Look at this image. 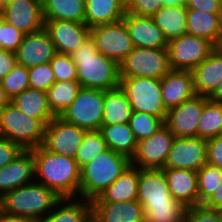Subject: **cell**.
Wrapping results in <instances>:
<instances>
[{"mask_svg":"<svg viewBox=\"0 0 222 222\" xmlns=\"http://www.w3.org/2000/svg\"><path fill=\"white\" fill-rule=\"evenodd\" d=\"M213 50L218 54H222V27L215 42L213 43Z\"/></svg>","mask_w":222,"mask_h":222,"instance_id":"cell-54","label":"cell"},{"mask_svg":"<svg viewBox=\"0 0 222 222\" xmlns=\"http://www.w3.org/2000/svg\"><path fill=\"white\" fill-rule=\"evenodd\" d=\"M2 1H3L4 4H7V3H9V2H11L13 0H2Z\"/></svg>","mask_w":222,"mask_h":222,"instance_id":"cell-59","label":"cell"},{"mask_svg":"<svg viewBox=\"0 0 222 222\" xmlns=\"http://www.w3.org/2000/svg\"><path fill=\"white\" fill-rule=\"evenodd\" d=\"M162 7L161 0H133L126 12L138 16L152 17Z\"/></svg>","mask_w":222,"mask_h":222,"instance_id":"cell-45","label":"cell"},{"mask_svg":"<svg viewBox=\"0 0 222 222\" xmlns=\"http://www.w3.org/2000/svg\"><path fill=\"white\" fill-rule=\"evenodd\" d=\"M163 6H179L185 5L186 0H161Z\"/></svg>","mask_w":222,"mask_h":222,"instance_id":"cell-55","label":"cell"},{"mask_svg":"<svg viewBox=\"0 0 222 222\" xmlns=\"http://www.w3.org/2000/svg\"><path fill=\"white\" fill-rule=\"evenodd\" d=\"M11 103L31 118L39 119L45 126L55 117L50 110L45 91L28 88L11 99Z\"/></svg>","mask_w":222,"mask_h":222,"instance_id":"cell-25","label":"cell"},{"mask_svg":"<svg viewBox=\"0 0 222 222\" xmlns=\"http://www.w3.org/2000/svg\"><path fill=\"white\" fill-rule=\"evenodd\" d=\"M34 178L33 153L31 150H24L15 160L0 168V199L16 188L33 183Z\"/></svg>","mask_w":222,"mask_h":222,"instance_id":"cell-19","label":"cell"},{"mask_svg":"<svg viewBox=\"0 0 222 222\" xmlns=\"http://www.w3.org/2000/svg\"><path fill=\"white\" fill-rule=\"evenodd\" d=\"M161 95L167 110L195 97L191 71L170 70L160 79Z\"/></svg>","mask_w":222,"mask_h":222,"instance_id":"cell-22","label":"cell"},{"mask_svg":"<svg viewBox=\"0 0 222 222\" xmlns=\"http://www.w3.org/2000/svg\"><path fill=\"white\" fill-rule=\"evenodd\" d=\"M4 3L2 0H0V10L3 12V9H4Z\"/></svg>","mask_w":222,"mask_h":222,"instance_id":"cell-58","label":"cell"},{"mask_svg":"<svg viewBox=\"0 0 222 222\" xmlns=\"http://www.w3.org/2000/svg\"><path fill=\"white\" fill-rule=\"evenodd\" d=\"M48 32L57 53L72 55L91 37V29L83 23L65 20H45Z\"/></svg>","mask_w":222,"mask_h":222,"instance_id":"cell-15","label":"cell"},{"mask_svg":"<svg viewBox=\"0 0 222 222\" xmlns=\"http://www.w3.org/2000/svg\"><path fill=\"white\" fill-rule=\"evenodd\" d=\"M139 168L130 164L126 170L92 201L126 202L137 200Z\"/></svg>","mask_w":222,"mask_h":222,"instance_id":"cell-26","label":"cell"},{"mask_svg":"<svg viewBox=\"0 0 222 222\" xmlns=\"http://www.w3.org/2000/svg\"><path fill=\"white\" fill-rule=\"evenodd\" d=\"M92 222H145L144 209L137 200L91 201Z\"/></svg>","mask_w":222,"mask_h":222,"instance_id":"cell-20","label":"cell"},{"mask_svg":"<svg viewBox=\"0 0 222 222\" xmlns=\"http://www.w3.org/2000/svg\"><path fill=\"white\" fill-rule=\"evenodd\" d=\"M61 199L55 191L34 181L6 193L0 199V213L40 221Z\"/></svg>","mask_w":222,"mask_h":222,"instance_id":"cell-3","label":"cell"},{"mask_svg":"<svg viewBox=\"0 0 222 222\" xmlns=\"http://www.w3.org/2000/svg\"><path fill=\"white\" fill-rule=\"evenodd\" d=\"M39 222H92L91 201L62 198Z\"/></svg>","mask_w":222,"mask_h":222,"instance_id":"cell-27","label":"cell"},{"mask_svg":"<svg viewBox=\"0 0 222 222\" xmlns=\"http://www.w3.org/2000/svg\"><path fill=\"white\" fill-rule=\"evenodd\" d=\"M185 6L210 14H222V5L215 0H186Z\"/></svg>","mask_w":222,"mask_h":222,"instance_id":"cell-48","label":"cell"},{"mask_svg":"<svg viewBox=\"0 0 222 222\" xmlns=\"http://www.w3.org/2000/svg\"><path fill=\"white\" fill-rule=\"evenodd\" d=\"M81 84L78 81H55L46 91L48 104L54 116H61L76 98Z\"/></svg>","mask_w":222,"mask_h":222,"instance_id":"cell-34","label":"cell"},{"mask_svg":"<svg viewBox=\"0 0 222 222\" xmlns=\"http://www.w3.org/2000/svg\"><path fill=\"white\" fill-rule=\"evenodd\" d=\"M2 18L24 34L38 32L45 25L42 0H13L4 5Z\"/></svg>","mask_w":222,"mask_h":222,"instance_id":"cell-16","label":"cell"},{"mask_svg":"<svg viewBox=\"0 0 222 222\" xmlns=\"http://www.w3.org/2000/svg\"><path fill=\"white\" fill-rule=\"evenodd\" d=\"M207 163L222 170V136L207 139Z\"/></svg>","mask_w":222,"mask_h":222,"instance_id":"cell-47","label":"cell"},{"mask_svg":"<svg viewBox=\"0 0 222 222\" xmlns=\"http://www.w3.org/2000/svg\"><path fill=\"white\" fill-rule=\"evenodd\" d=\"M142 207L145 222H181L185 219L186 208L182 204Z\"/></svg>","mask_w":222,"mask_h":222,"instance_id":"cell-39","label":"cell"},{"mask_svg":"<svg viewBox=\"0 0 222 222\" xmlns=\"http://www.w3.org/2000/svg\"><path fill=\"white\" fill-rule=\"evenodd\" d=\"M186 222H222V210L211 209L204 205L186 208Z\"/></svg>","mask_w":222,"mask_h":222,"instance_id":"cell-43","label":"cell"},{"mask_svg":"<svg viewBox=\"0 0 222 222\" xmlns=\"http://www.w3.org/2000/svg\"><path fill=\"white\" fill-rule=\"evenodd\" d=\"M167 48L171 70L192 71L209 57L213 43L186 33L170 40Z\"/></svg>","mask_w":222,"mask_h":222,"instance_id":"cell-9","label":"cell"},{"mask_svg":"<svg viewBox=\"0 0 222 222\" xmlns=\"http://www.w3.org/2000/svg\"><path fill=\"white\" fill-rule=\"evenodd\" d=\"M137 201L141 206L180 204L170 194L163 169H139Z\"/></svg>","mask_w":222,"mask_h":222,"instance_id":"cell-17","label":"cell"},{"mask_svg":"<svg viewBox=\"0 0 222 222\" xmlns=\"http://www.w3.org/2000/svg\"><path fill=\"white\" fill-rule=\"evenodd\" d=\"M119 67L120 77L162 79L171 70L168 48L134 47Z\"/></svg>","mask_w":222,"mask_h":222,"instance_id":"cell-7","label":"cell"},{"mask_svg":"<svg viewBox=\"0 0 222 222\" xmlns=\"http://www.w3.org/2000/svg\"><path fill=\"white\" fill-rule=\"evenodd\" d=\"M15 53L17 64L29 69L49 63L57 53V50L48 32L43 28L38 32L25 34Z\"/></svg>","mask_w":222,"mask_h":222,"instance_id":"cell-18","label":"cell"},{"mask_svg":"<svg viewBox=\"0 0 222 222\" xmlns=\"http://www.w3.org/2000/svg\"><path fill=\"white\" fill-rule=\"evenodd\" d=\"M99 130L109 149L125 155L130 160L135 156L138 141L129 123L102 125Z\"/></svg>","mask_w":222,"mask_h":222,"instance_id":"cell-29","label":"cell"},{"mask_svg":"<svg viewBox=\"0 0 222 222\" xmlns=\"http://www.w3.org/2000/svg\"><path fill=\"white\" fill-rule=\"evenodd\" d=\"M134 47L167 48L168 42L155 24L152 17L125 13L123 17Z\"/></svg>","mask_w":222,"mask_h":222,"instance_id":"cell-21","label":"cell"},{"mask_svg":"<svg viewBox=\"0 0 222 222\" xmlns=\"http://www.w3.org/2000/svg\"><path fill=\"white\" fill-rule=\"evenodd\" d=\"M0 49H2V18L0 19Z\"/></svg>","mask_w":222,"mask_h":222,"instance_id":"cell-57","label":"cell"},{"mask_svg":"<svg viewBox=\"0 0 222 222\" xmlns=\"http://www.w3.org/2000/svg\"><path fill=\"white\" fill-rule=\"evenodd\" d=\"M91 38L99 53L116 61L119 65L134 49L123 19L91 28Z\"/></svg>","mask_w":222,"mask_h":222,"instance_id":"cell-10","label":"cell"},{"mask_svg":"<svg viewBox=\"0 0 222 222\" xmlns=\"http://www.w3.org/2000/svg\"><path fill=\"white\" fill-rule=\"evenodd\" d=\"M222 27V14L187 8L186 33L214 43Z\"/></svg>","mask_w":222,"mask_h":222,"instance_id":"cell-31","label":"cell"},{"mask_svg":"<svg viewBox=\"0 0 222 222\" xmlns=\"http://www.w3.org/2000/svg\"><path fill=\"white\" fill-rule=\"evenodd\" d=\"M222 179V170L205 164L197 171L199 205H204L214 194Z\"/></svg>","mask_w":222,"mask_h":222,"instance_id":"cell-37","label":"cell"},{"mask_svg":"<svg viewBox=\"0 0 222 222\" xmlns=\"http://www.w3.org/2000/svg\"><path fill=\"white\" fill-rule=\"evenodd\" d=\"M132 109L125 92L119 87L104 91L102 125L128 123Z\"/></svg>","mask_w":222,"mask_h":222,"instance_id":"cell-32","label":"cell"},{"mask_svg":"<svg viewBox=\"0 0 222 222\" xmlns=\"http://www.w3.org/2000/svg\"><path fill=\"white\" fill-rule=\"evenodd\" d=\"M175 135L164 125L152 136L138 142L131 164L139 169H163Z\"/></svg>","mask_w":222,"mask_h":222,"instance_id":"cell-12","label":"cell"},{"mask_svg":"<svg viewBox=\"0 0 222 222\" xmlns=\"http://www.w3.org/2000/svg\"><path fill=\"white\" fill-rule=\"evenodd\" d=\"M35 160V175L62 198L79 196L81 168L73 158L44 149L41 145L31 149Z\"/></svg>","mask_w":222,"mask_h":222,"instance_id":"cell-1","label":"cell"},{"mask_svg":"<svg viewBox=\"0 0 222 222\" xmlns=\"http://www.w3.org/2000/svg\"><path fill=\"white\" fill-rule=\"evenodd\" d=\"M205 207L211 209H221L222 210V179L215 190L212 197L204 204Z\"/></svg>","mask_w":222,"mask_h":222,"instance_id":"cell-50","label":"cell"},{"mask_svg":"<svg viewBox=\"0 0 222 222\" xmlns=\"http://www.w3.org/2000/svg\"><path fill=\"white\" fill-rule=\"evenodd\" d=\"M24 33L2 18V49L16 52L23 41Z\"/></svg>","mask_w":222,"mask_h":222,"instance_id":"cell-44","label":"cell"},{"mask_svg":"<svg viewBox=\"0 0 222 222\" xmlns=\"http://www.w3.org/2000/svg\"><path fill=\"white\" fill-rule=\"evenodd\" d=\"M152 18L158 29L163 32L167 42L186 34L187 7L185 5L163 6Z\"/></svg>","mask_w":222,"mask_h":222,"instance_id":"cell-30","label":"cell"},{"mask_svg":"<svg viewBox=\"0 0 222 222\" xmlns=\"http://www.w3.org/2000/svg\"><path fill=\"white\" fill-rule=\"evenodd\" d=\"M207 164V139L175 137L164 168L198 171Z\"/></svg>","mask_w":222,"mask_h":222,"instance_id":"cell-13","label":"cell"},{"mask_svg":"<svg viewBox=\"0 0 222 222\" xmlns=\"http://www.w3.org/2000/svg\"><path fill=\"white\" fill-rule=\"evenodd\" d=\"M208 99L213 102L222 103V80L219 82L215 90L208 96Z\"/></svg>","mask_w":222,"mask_h":222,"instance_id":"cell-51","label":"cell"},{"mask_svg":"<svg viewBox=\"0 0 222 222\" xmlns=\"http://www.w3.org/2000/svg\"><path fill=\"white\" fill-rule=\"evenodd\" d=\"M83 88L111 90L120 85L119 64L97 51L90 37L72 55Z\"/></svg>","mask_w":222,"mask_h":222,"instance_id":"cell-2","label":"cell"},{"mask_svg":"<svg viewBox=\"0 0 222 222\" xmlns=\"http://www.w3.org/2000/svg\"><path fill=\"white\" fill-rule=\"evenodd\" d=\"M222 127V103L208 100L198 123V137L210 139L220 135Z\"/></svg>","mask_w":222,"mask_h":222,"instance_id":"cell-35","label":"cell"},{"mask_svg":"<svg viewBox=\"0 0 222 222\" xmlns=\"http://www.w3.org/2000/svg\"><path fill=\"white\" fill-rule=\"evenodd\" d=\"M49 63L56 81H78L77 66L71 55L56 53Z\"/></svg>","mask_w":222,"mask_h":222,"instance_id":"cell-41","label":"cell"},{"mask_svg":"<svg viewBox=\"0 0 222 222\" xmlns=\"http://www.w3.org/2000/svg\"><path fill=\"white\" fill-rule=\"evenodd\" d=\"M30 88L47 91L56 81L50 63L28 69Z\"/></svg>","mask_w":222,"mask_h":222,"instance_id":"cell-42","label":"cell"},{"mask_svg":"<svg viewBox=\"0 0 222 222\" xmlns=\"http://www.w3.org/2000/svg\"><path fill=\"white\" fill-rule=\"evenodd\" d=\"M171 196L185 208L199 205L197 172L188 169L163 168Z\"/></svg>","mask_w":222,"mask_h":222,"instance_id":"cell-23","label":"cell"},{"mask_svg":"<svg viewBox=\"0 0 222 222\" xmlns=\"http://www.w3.org/2000/svg\"><path fill=\"white\" fill-rule=\"evenodd\" d=\"M86 130L55 116L46 126L42 147L54 153L75 157Z\"/></svg>","mask_w":222,"mask_h":222,"instance_id":"cell-11","label":"cell"},{"mask_svg":"<svg viewBox=\"0 0 222 222\" xmlns=\"http://www.w3.org/2000/svg\"><path fill=\"white\" fill-rule=\"evenodd\" d=\"M191 72L196 94L208 97L222 80V54L213 50L209 57Z\"/></svg>","mask_w":222,"mask_h":222,"instance_id":"cell-24","label":"cell"},{"mask_svg":"<svg viewBox=\"0 0 222 222\" xmlns=\"http://www.w3.org/2000/svg\"><path fill=\"white\" fill-rule=\"evenodd\" d=\"M45 125L18 110L12 103L0 110V137L31 150L42 145Z\"/></svg>","mask_w":222,"mask_h":222,"instance_id":"cell-5","label":"cell"},{"mask_svg":"<svg viewBox=\"0 0 222 222\" xmlns=\"http://www.w3.org/2000/svg\"><path fill=\"white\" fill-rule=\"evenodd\" d=\"M24 149L7 138L0 137V168L15 160Z\"/></svg>","mask_w":222,"mask_h":222,"instance_id":"cell-46","label":"cell"},{"mask_svg":"<svg viewBox=\"0 0 222 222\" xmlns=\"http://www.w3.org/2000/svg\"><path fill=\"white\" fill-rule=\"evenodd\" d=\"M133 0H119V2L124 6L125 9H127Z\"/></svg>","mask_w":222,"mask_h":222,"instance_id":"cell-56","label":"cell"},{"mask_svg":"<svg viewBox=\"0 0 222 222\" xmlns=\"http://www.w3.org/2000/svg\"><path fill=\"white\" fill-rule=\"evenodd\" d=\"M130 164L128 157L111 149L97 155L81 168L79 198H98Z\"/></svg>","mask_w":222,"mask_h":222,"instance_id":"cell-4","label":"cell"},{"mask_svg":"<svg viewBox=\"0 0 222 222\" xmlns=\"http://www.w3.org/2000/svg\"><path fill=\"white\" fill-rule=\"evenodd\" d=\"M11 103L10 98L8 97V95L6 94V91L4 90V88L2 87V84L0 82V110Z\"/></svg>","mask_w":222,"mask_h":222,"instance_id":"cell-53","label":"cell"},{"mask_svg":"<svg viewBox=\"0 0 222 222\" xmlns=\"http://www.w3.org/2000/svg\"><path fill=\"white\" fill-rule=\"evenodd\" d=\"M108 149L107 143L103 139L100 130L86 131L74 159L77 161L79 167L82 168L97 155L107 151Z\"/></svg>","mask_w":222,"mask_h":222,"instance_id":"cell-36","label":"cell"},{"mask_svg":"<svg viewBox=\"0 0 222 222\" xmlns=\"http://www.w3.org/2000/svg\"><path fill=\"white\" fill-rule=\"evenodd\" d=\"M0 222H39V221L27 218L10 217L0 213Z\"/></svg>","mask_w":222,"mask_h":222,"instance_id":"cell-52","label":"cell"},{"mask_svg":"<svg viewBox=\"0 0 222 222\" xmlns=\"http://www.w3.org/2000/svg\"><path fill=\"white\" fill-rule=\"evenodd\" d=\"M85 24L91 29L123 19L126 9L119 0H85Z\"/></svg>","mask_w":222,"mask_h":222,"instance_id":"cell-28","label":"cell"},{"mask_svg":"<svg viewBox=\"0 0 222 222\" xmlns=\"http://www.w3.org/2000/svg\"><path fill=\"white\" fill-rule=\"evenodd\" d=\"M128 123L138 142L152 136L165 125L162 118L148 113L134 111H132Z\"/></svg>","mask_w":222,"mask_h":222,"instance_id":"cell-38","label":"cell"},{"mask_svg":"<svg viewBox=\"0 0 222 222\" xmlns=\"http://www.w3.org/2000/svg\"><path fill=\"white\" fill-rule=\"evenodd\" d=\"M119 86L125 92L132 111L148 113L165 121L168 110L162 100L160 79L120 77Z\"/></svg>","mask_w":222,"mask_h":222,"instance_id":"cell-6","label":"cell"},{"mask_svg":"<svg viewBox=\"0 0 222 222\" xmlns=\"http://www.w3.org/2000/svg\"><path fill=\"white\" fill-rule=\"evenodd\" d=\"M17 65L15 52L0 49V81Z\"/></svg>","mask_w":222,"mask_h":222,"instance_id":"cell-49","label":"cell"},{"mask_svg":"<svg viewBox=\"0 0 222 222\" xmlns=\"http://www.w3.org/2000/svg\"><path fill=\"white\" fill-rule=\"evenodd\" d=\"M3 16V12L0 10V19L2 18Z\"/></svg>","mask_w":222,"mask_h":222,"instance_id":"cell-60","label":"cell"},{"mask_svg":"<svg viewBox=\"0 0 222 222\" xmlns=\"http://www.w3.org/2000/svg\"><path fill=\"white\" fill-rule=\"evenodd\" d=\"M207 96L196 95L168 110L165 126L175 137H198V123Z\"/></svg>","mask_w":222,"mask_h":222,"instance_id":"cell-14","label":"cell"},{"mask_svg":"<svg viewBox=\"0 0 222 222\" xmlns=\"http://www.w3.org/2000/svg\"><path fill=\"white\" fill-rule=\"evenodd\" d=\"M104 114V90L81 88L73 103L60 116L86 131L99 130Z\"/></svg>","mask_w":222,"mask_h":222,"instance_id":"cell-8","label":"cell"},{"mask_svg":"<svg viewBox=\"0 0 222 222\" xmlns=\"http://www.w3.org/2000/svg\"><path fill=\"white\" fill-rule=\"evenodd\" d=\"M215 1H217L218 3L222 5V0H215Z\"/></svg>","mask_w":222,"mask_h":222,"instance_id":"cell-61","label":"cell"},{"mask_svg":"<svg viewBox=\"0 0 222 222\" xmlns=\"http://www.w3.org/2000/svg\"><path fill=\"white\" fill-rule=\"evenodd\" d=\"M42 8L45 20L85 24V0H42Z\"/></svg>","mask_w":222,"mask_h":222,"instance_id":"cell-33","label":"cell"},{"mask_svg":"<svg viewBox=\"0 0 222 222\" xmlns=\"http://www.w3.org/2000/svg\"><path fill=\"white\" fill-rule=\"evenodd\" d=\"M0 82L11 100L30 87L28 68L17 64Z\"/></svg>","mask_w":222,"mask_h":222,"instance_id":"cell-40","label":"cell"}]
</instances>
